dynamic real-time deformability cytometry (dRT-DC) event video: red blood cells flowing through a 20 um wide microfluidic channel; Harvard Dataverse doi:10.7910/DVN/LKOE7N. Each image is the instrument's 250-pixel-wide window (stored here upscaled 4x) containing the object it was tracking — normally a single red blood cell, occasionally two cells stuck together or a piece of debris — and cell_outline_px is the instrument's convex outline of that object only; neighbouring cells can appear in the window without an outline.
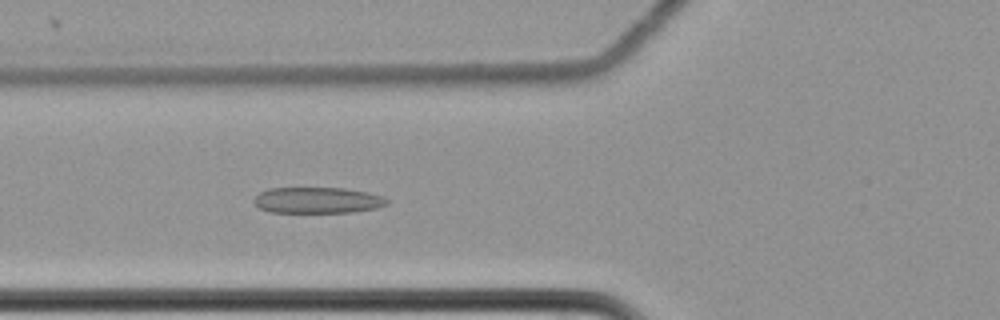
{"species": "common noctule bat (a hibernating species)", "species_latin": "Nyctalus noctula", "temperature_condition": "cold", "stored_images_in_passage": 49, "camera_frame_rate_fps": 3000, "um_per_image_px": 0.085, "animal": {"sex": "female", "body_mass_g": 22.7, "forearm_length_mm": 54.2}, "frame": {"image": 1, "passage_image": 13, "time_ms": 4.0, "image_size_px": [1000, 320], "cell_outline_px": [[388, 204], [376, 208], [352, 212], [272, 212], [260, 208], [252, 200], [260, 192], [268, 188], [344, 188], [368, 192], [384, 196], [388, 200]], "centroid_in_image_um": [27.01, 17.01], "position_along_channel_um": 98.8, "area_um2": 20.17}}
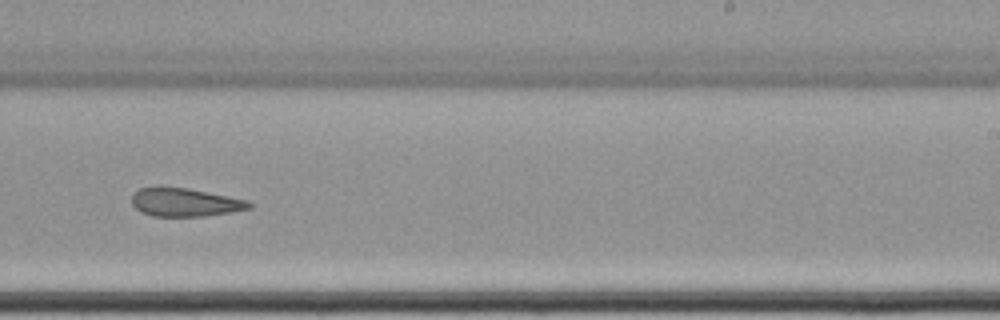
{"frame": {"image": 2, "passage_image": 28, "time_ms": 9.0, "image_size_px": [1000, 320], "cell_outline_px": [[252, 208], [232, 212], [204, 216], [152, 216], [140, 212], [132, 204], [132, 196], [140, 188], [188, 188], [248, 200], [252, 204]], "centroid_in_image_um": [15.76, 17.22], "position_along_channel_um": 273.2, "area_um2": 19.13}}
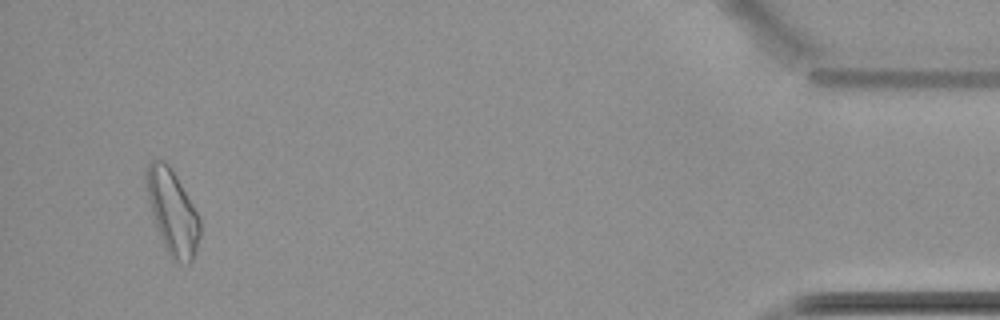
{"frame": {"image": 3, "passage_image": 47, "time_ms": 15.333, "image_size_px": [1000, 320], "cell_outline_px": [[200, 236], [196, 252], [192, 260], [188, 264], [176, 264], [172, 260], [160, 236], [152, 216], [148, 200], [144, 180], [144, 172], [148, 164], [152, 160], [164, 160], [168, 164], [176, 176], [200, 216]], "centroid_in_image_um": [14.65, 18.03], "position_along_channel_um": 420.5, "area_um2": 26.65}, "authors_computed_cell_mechanics": {"area_um2": 21.0392, "velocity_mm_per_s": 3.4888, "shape_relaxation_time_tau1_ms": null, "shape_relaxation_time_tau2_ms": 4.9817, "deformation_change_tau1": null, "deformation_change_tau2": 0.1306}}